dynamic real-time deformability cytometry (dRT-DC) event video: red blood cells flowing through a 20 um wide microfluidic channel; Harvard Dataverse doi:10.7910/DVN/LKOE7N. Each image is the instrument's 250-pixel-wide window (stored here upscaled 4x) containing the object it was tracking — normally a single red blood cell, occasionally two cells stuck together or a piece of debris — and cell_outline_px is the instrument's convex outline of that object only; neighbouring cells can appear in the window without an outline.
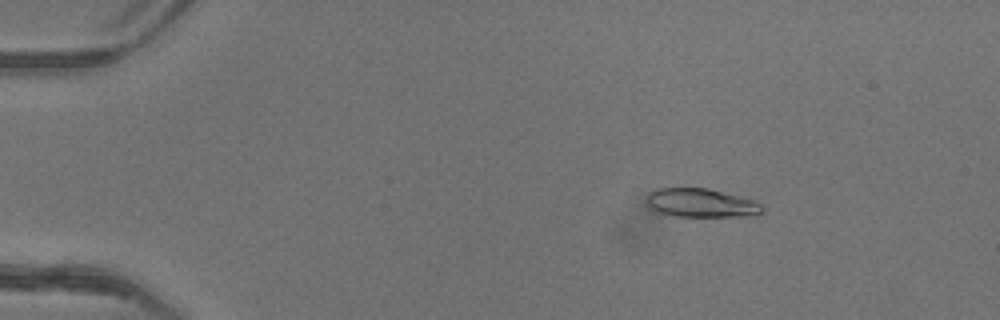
{"species": "common noctule bat (a hibernating species)", "species_latin": "Nyctalus noctula", "temperature_condition": "warm", "stored_images_in_passage": 50, "camera_frame_rate_fps": 3000, "um_per_image_px": 0.085, "animal": {"sex": "female"}, "frame": {"image": 1, "passage_image": 8, "time_ms": 2.333, "image_size_px": [1000, 320], "cell_outline_px": [[764, 212], [756, 216], [676, 216], [656, 212], [648, 208], [648, 196], [656, 188], [708, 188], [752, 200], [760, 204], [764, 208]], "centroid_in_image_um": [59.6, 17.26], "position_along_channel_um": 25.4, "area_um2": 19.25}}
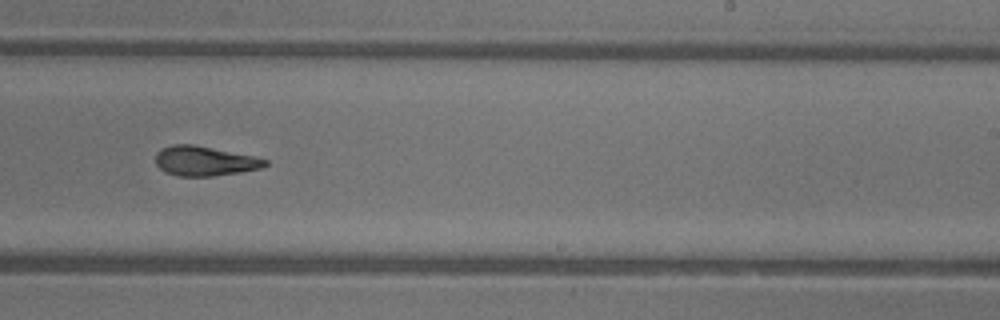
{"frame": {"image": 2, "passage_image": 32, "time_ms": 10.333, "image_size_px": [1000, 320], "cell_outline_px": [[268, 164], [264, 168], [240, 172], [212, 176], [176, 176], [164, 172], [156, 164], [156, 152], [160, 148], [172, 144], [196, 144], [256, 156], [268, 160]], "centroid_in_image_um": [17.41, 13.67], "position_along_channel_um": 271.6, "area_um2": 19.36}}
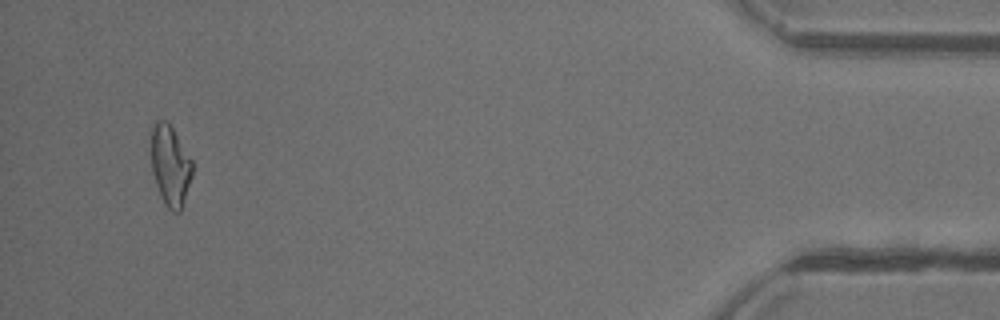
{"frame": {"image": 3, "passage_image": 48, "time_ms": 15.667, "image_size_px": [1000, 320], "cell_outline_px": [[192, 176], [180, 212], [172, 212], [164, 204], [156, 184], [152, 172], [152, 124], [156, 120], [168, 120], [192, 160]], "centroid_in_image_um": [14.47, 14.05], "position_along_channel_um": 420.7, "area_um2": 19.25}, "authors_computed_cell_mechanics": {"area_um2": 19.363, "velocity_mm_per_s": 4.1828, "shape_relaxation_time_tau1_ms": 6.8027, "shape_relaxation_time_tau2_ms": 4.1413, "deformation_change_tau1": 0.2222, "deformation_change_tau2": 0.1418}}